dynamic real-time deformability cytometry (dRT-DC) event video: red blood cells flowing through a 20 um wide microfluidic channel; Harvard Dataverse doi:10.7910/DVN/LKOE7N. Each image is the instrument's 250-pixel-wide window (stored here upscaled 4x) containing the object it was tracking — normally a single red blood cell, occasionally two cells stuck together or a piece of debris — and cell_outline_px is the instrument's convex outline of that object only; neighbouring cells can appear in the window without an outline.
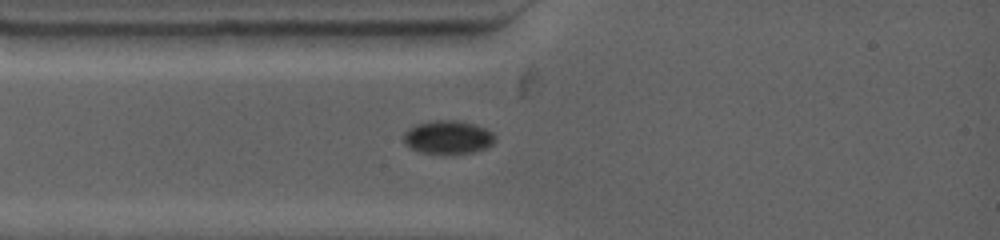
{"species": "common noctule bat (a hibernating species)", "species_latin": "Nyctalus noctula", "temperature_condition": "warm", "stored_images_in_passage": 4, "camera_frame_rate_fps": 4500, "um_per_image_px": 0.085, "animal": {"sex": "female", "body_mass_g": 19.0, "forearm_length_mm": 53.3}, "frame": {"image": 1, "passage_image": 4, "time_ms": 2.222, "image_size_px": [1000, 240], "cell_outline_px": [[496, 136], [492, 144], [484, 148], [472, 152], [444, 156], [420, 152], [404, 144], [404, 132], [408, 128], [416, 124], [436, 120], [456, 120], [472, 124], [484, 128], [492, 132]], "centroid_in_image_um": [38.05, 11.69], "position_along_channel_um": 47.0, "area_um2": 18.03}}